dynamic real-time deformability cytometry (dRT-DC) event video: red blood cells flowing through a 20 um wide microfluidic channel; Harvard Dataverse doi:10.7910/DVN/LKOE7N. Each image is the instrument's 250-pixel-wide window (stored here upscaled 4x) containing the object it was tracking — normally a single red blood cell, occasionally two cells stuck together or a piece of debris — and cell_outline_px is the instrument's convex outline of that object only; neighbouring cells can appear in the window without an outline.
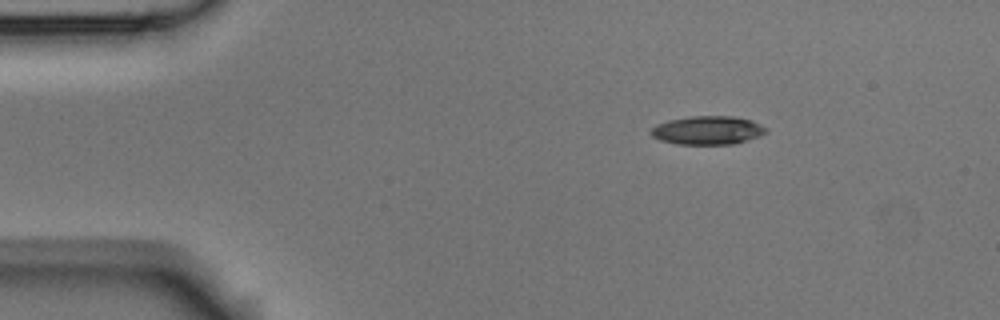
{"species": "Egyptian fruit bat (a non-hibernating species)", "species_latin": "Rousettus aegyptiacus", "temperature_condition": "room temperature", "stored_images_in_passage": 4, "camera_frame_rate_fps": 3000, "um_per_image_px": 0.085, "animal": {"sex": "male"}, "frame": {"image": 1, "passage_image": 2, "time_ms": 1.333, "image_size_px": [1000, 320], "cell_outline_px": [[764, 132], [760, 136], [732, 144], [680, 144], [660, 140], [652, 136], [652, 128], [656, 124], [668, 120], [692, 116], [732, 116], [752, 120], [760, 124], [764, 128]], "centroid_in_image_um": [60.12, 11.07], "position_along_channel_um": 24.9, "area_um2": 18.84}}